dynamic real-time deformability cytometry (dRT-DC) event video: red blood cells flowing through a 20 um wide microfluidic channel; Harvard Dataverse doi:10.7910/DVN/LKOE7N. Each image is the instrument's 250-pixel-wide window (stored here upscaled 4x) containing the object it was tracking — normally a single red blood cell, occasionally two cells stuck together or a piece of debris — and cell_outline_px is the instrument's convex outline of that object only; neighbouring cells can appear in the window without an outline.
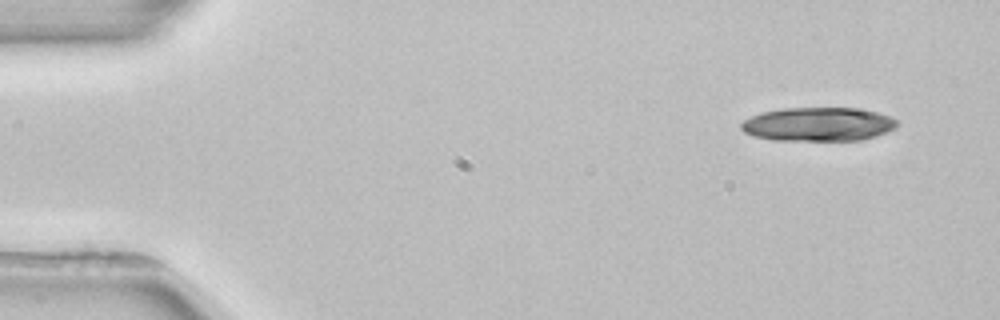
{"species": "common noctule bat (a hibernating species)", "species_latin": "Nyctalus noctula", "temperature_condition": "room temperature", "stored_images_in_passage": 3, "camera_frame_rate_fps": 3000, "um_per_image_px": 0.085, "animal": {"sex": "female", "body_mass_g": 22.7, "forearm_length_mm": 54.2}, "frame": {"image": 1, "passage_image": 1, "time_ms": 0.0, "image_size_px": [1000, 320], "cell_outline_px": [[900, 124], [896, 128], [888, 132], [876, 136], [860, 140], [772, 140], [752, 136], [744, 132], [740, 128], [740, 124], [744, 120], [760, 112], [784, 108], [856, 108], [876, 112], [892, 116], [900, 120]], "centroid_in_image_um": [69.59, 10.56], "position_along_channel_um": 15.4, "area_um2": 31.1}}